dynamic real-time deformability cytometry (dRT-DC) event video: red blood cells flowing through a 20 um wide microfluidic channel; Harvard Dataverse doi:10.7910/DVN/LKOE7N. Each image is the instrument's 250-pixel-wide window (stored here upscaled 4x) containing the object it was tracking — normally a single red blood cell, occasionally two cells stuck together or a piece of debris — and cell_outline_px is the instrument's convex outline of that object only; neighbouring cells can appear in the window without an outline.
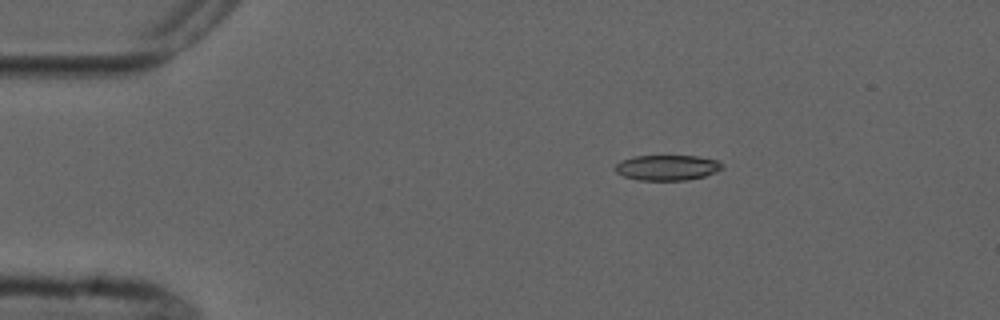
{"species": "common noctule bat (a hibernating species)", "species_latin": "Nyctalus noctula", "temperature_condition": "cold", "stored_images_in_passage": 3, "camera_frame_rate_fps": 3000, "um_per_image_px": 0.085, "animal": {"sex": "male", "forearm_length_mm": 52.5}, "frame": {"image": 1, "passage_image": 2, "time_ms": 1.333, "image_size_px": [1000, 320], "cell_outline_px": [[724, 168], [716, 172], [704, 176], [688, 180], [640, 180], [624, 176], [616, 172], [612, 168], [620, 160], [632, 156], [700, 156], [716, 160], [724, 164]], "centroid_in_image_um": [56.7, 14.24], "position_along_channel_um": 28.3, "area_um2": 16.01}}